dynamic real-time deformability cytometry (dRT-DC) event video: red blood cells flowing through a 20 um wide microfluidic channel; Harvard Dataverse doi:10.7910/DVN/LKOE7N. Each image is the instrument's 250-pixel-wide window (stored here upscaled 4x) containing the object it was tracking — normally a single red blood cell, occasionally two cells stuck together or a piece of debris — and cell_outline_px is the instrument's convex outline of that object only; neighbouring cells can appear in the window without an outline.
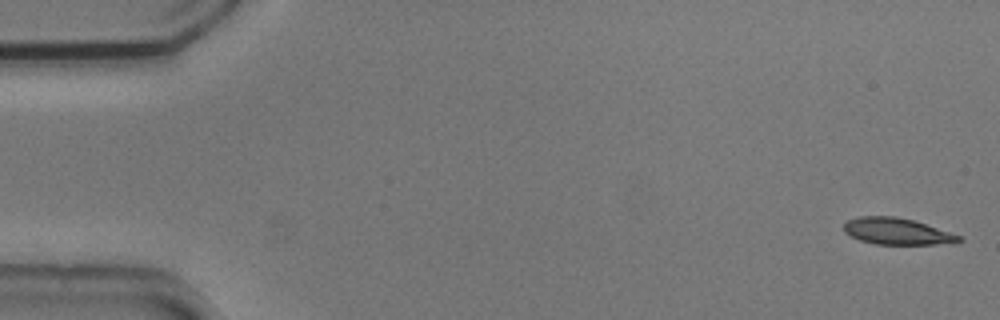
{"species": "common noctule bat (a hibernating species)", "species_latin": "Nyctalus noctula", "temperature_condition": "cold", "stored_images_in_passage": 5, "camera_frame_rate_fps": 3000, "um_per_image_px": 0.085, "animal": {"sex": "male", "body_mass_g": 20.5, "forearm_length_mm": 52.5}, "frame": {"image": 1, "passage_image": 1, "time_ms": 0.0, "image_size_px": [1000, 320], "cell_outline_px": [[964, 240], [956, 244], [876, 244], [860, 240], [844, 232], [844, 224], [848, 220], [860, 216], [896, 216], [912, 220], [960, 236]], "centroid_in_image_um": [76.25, 19.67], "position_along_channel_um": 8.7, "area_um2": 17.63}}
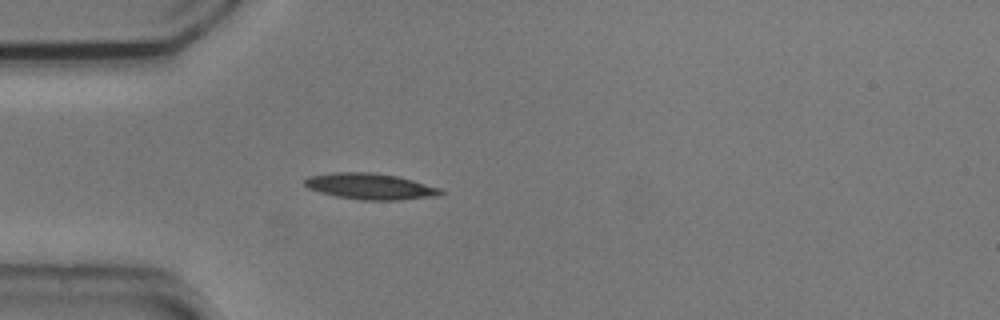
{"frame": {"image": 2, "passage_image": 5, "time_ms": 1.333, "image_size_px": [1000, 320], "cell_outline_px": [[444, 192], [436, 196], [400, 200], [360, 200], [336, 196], [320, 192], [308, 188], [304, 184], [304, 180], [308, 176], [332, 172], [372, 172], [400, 176], [440, 188]], "centroid_in_image_um": [31.46, 15.83], "position_along_channel_um": 53.5, "area_um2": 20.81}}